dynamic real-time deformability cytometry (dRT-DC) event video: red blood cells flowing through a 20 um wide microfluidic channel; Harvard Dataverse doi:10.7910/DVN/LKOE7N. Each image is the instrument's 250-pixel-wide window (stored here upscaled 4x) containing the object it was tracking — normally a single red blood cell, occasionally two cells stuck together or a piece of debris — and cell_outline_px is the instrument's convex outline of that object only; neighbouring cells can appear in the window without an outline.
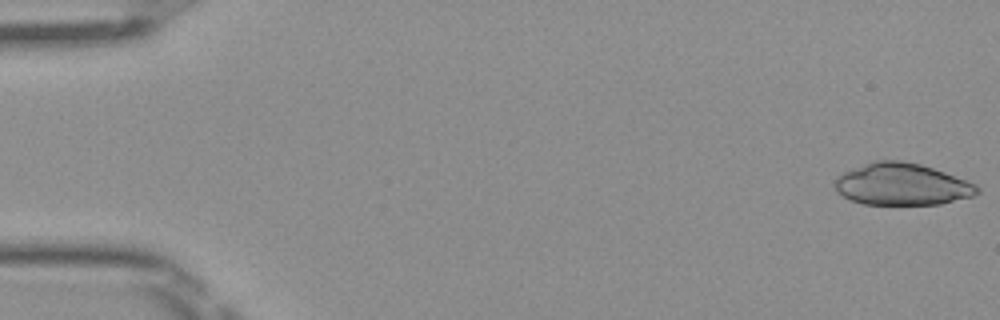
{"species": "Egyptian fruit bat (a non-hibernating species)", "species_latin": "Rousettus aegyptiacus", "temperature_condition": "room temperature", "stored_images_in_passage": 50, "camera_frame_rate_fps": 3000, "um_per_image_px": 0.085, "frame": {"image": 1, "passage_image": 1, "time_ms": 0.0, "image_size_px": [1000, 320], "cell_outline_px": [[980, 192], [972, 196], [940, 204], [864, 204], [852, 200], [844, 196], [832, 188], [832, 184], [836, 176], [852, 168], [872, 160], [900, 160], [920, 164], [944, 172], [976, 184], [980, 188]], "centroid_in_image_um": [76.61, 15.65], "position_along_channel_um": 8.4, "area_um2": 34.85}}